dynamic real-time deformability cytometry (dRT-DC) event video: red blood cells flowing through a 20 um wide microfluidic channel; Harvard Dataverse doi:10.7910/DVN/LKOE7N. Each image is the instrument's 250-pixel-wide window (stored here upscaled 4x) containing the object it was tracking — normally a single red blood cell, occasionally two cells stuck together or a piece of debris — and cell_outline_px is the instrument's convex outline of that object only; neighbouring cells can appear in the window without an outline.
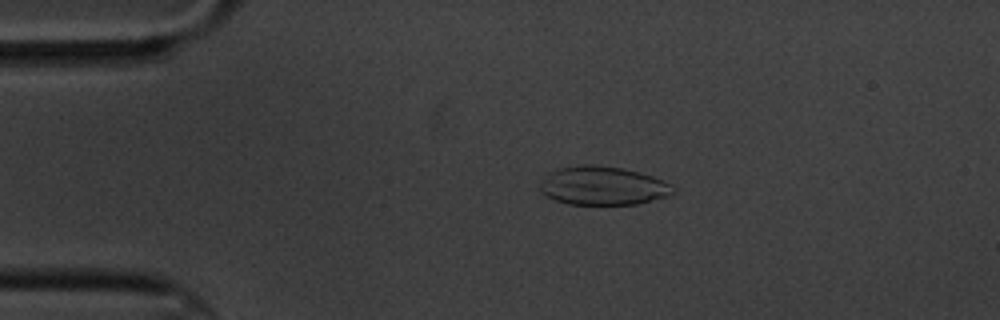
{"species": "common noctule bat (a hibernating species)", "species_latin": "Nyctalus noctula", "temperature_condition": "cold", "stored_images_in_passage": 15, "camera_frame_rate_fps": 3000, "um_per_image_px": 0.085, "animal": {"sex": "male", "body_mass_g": 20.1, "forearm_length_mm": 53.5}, "frame": {"image": 1, "passage_image": 3, "time_ms": 3.333, "image_size_px": [1000, 320], "cell_outline_px": [[676, 192], [668, 196], [636, 204], [568, 204], [556, 200], [540, 192], [540, 184], [556, 168], [580, 164], [596, 164], [624, 168], [640, 172], [652, 176], [672, 184], [676, 188]], "centroid_in_image_um": [51.29, 15.77], "position_along_channel_um": 33.7, "area_um2": 30.06}}
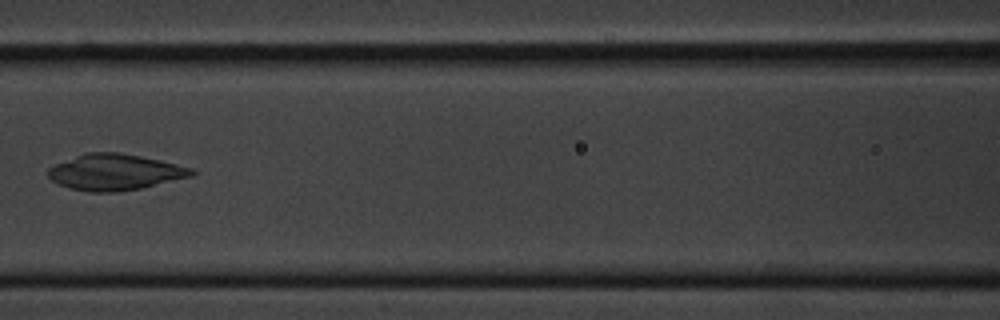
{"frame": {"image": 2, "passage_image": 7, "time_ms": 8.0, "image_size_px": [1000, 320], "cell_outline_px": [[196, 172], [192, 176], [140, 188], [116, 192], [88, 192], [72, 188], [60, 184], [52, 180], [48, 176], [48, 168], [56, 164], [84, 152], [120, 152], [160, 160], [192, 168]], "centroid_in_image_um": [9.76, 14.62], "position_along_channel_um": 156.8, "area_um2": 29.94}}
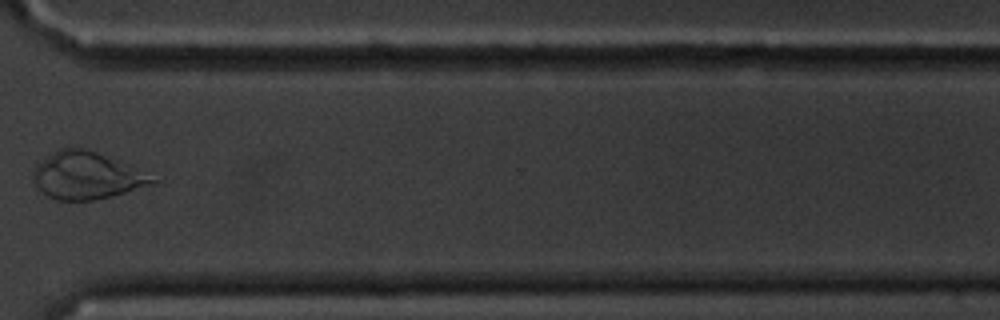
{"frame": {"image": 3, "passage_image": 12, "time_ms": 14.0, "image_size_px": [1000, 320], "cell_outline_px": [[160, 180], [124, 192], [92, 200], [56, 200], [48, 196], [32, 184], [36, 164], [40, 160], [60, 148], [72, 144], [88, 148]], "centroid_in_image_um": [7.24, 14.89], "position_along_channel_um": 363.4, "area_um2": 32.31}}